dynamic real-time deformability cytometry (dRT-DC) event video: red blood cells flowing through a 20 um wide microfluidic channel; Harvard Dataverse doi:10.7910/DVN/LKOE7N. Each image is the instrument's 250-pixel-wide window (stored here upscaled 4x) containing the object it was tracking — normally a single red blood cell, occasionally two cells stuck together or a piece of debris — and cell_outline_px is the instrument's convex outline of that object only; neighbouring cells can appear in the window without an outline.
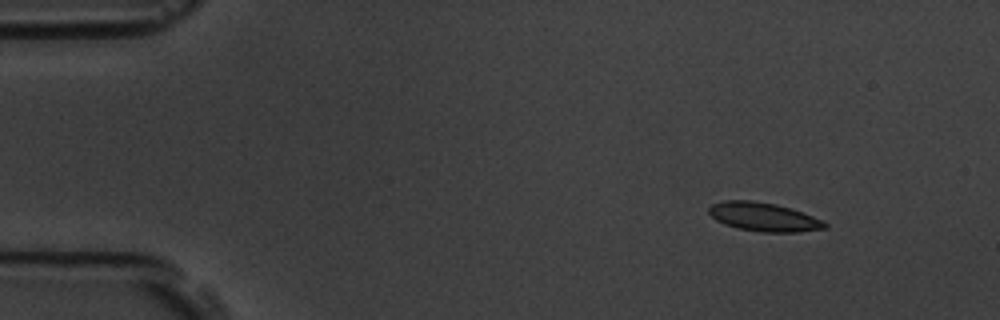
{"species": "common noctule bat (a hibernating species)", "species_latin": "Nyctalus noctula", "temperature_condition": "room temperature", "stored_images_in_passage": 5, "camera_frame_rate_fps": 3000, "um_per_image_px": 0.085, "animal": {"sex": "male", "body_mass_g": 19.5, "forearm_length_mm": 54.6}, "frame": {"image": 1, "passage_image": 1, "time_ms": 0.0, "image_size_px": [1000, 320], "cell_outline_px": [[828, 228], [796, 232], [760, 232], [736, 228], [724, 224], [716, 220], [708, 212], [708, 208], [712, 204], [724, 200], [752, 200], [776, 204], [824, 220], [828, 224]], "centroid_in_image_um": [64.9, 18.44], "position_along_channel_um": 20.1, "area_um2": 19.42}}